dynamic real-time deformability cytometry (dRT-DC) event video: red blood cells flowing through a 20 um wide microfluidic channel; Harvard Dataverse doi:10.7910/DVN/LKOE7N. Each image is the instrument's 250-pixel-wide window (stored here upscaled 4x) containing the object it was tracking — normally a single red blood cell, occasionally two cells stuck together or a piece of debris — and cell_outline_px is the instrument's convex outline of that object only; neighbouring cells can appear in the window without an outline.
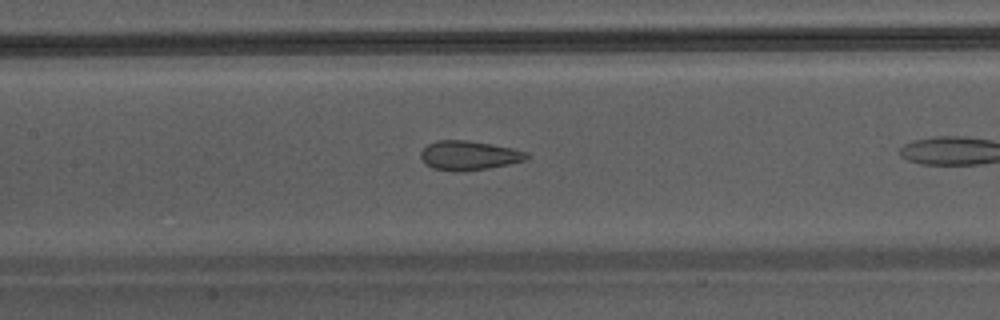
{"species": "Egyptian fruit bat (a non-hibernating species)", "species_latin": "Rousettus aegyptiacus", "temperature_condition": "warm", "stored_images_in_passage": 10, "camera_frame_rate_fps": 3000, "um_per_image_px": 0.085, "animal": {"sex": "male"}, "frame": {"image": 1, "passage_image": 9, "time_ms": 2.667, "image_size_px": [1000, 320], "cell_outline_px": [[532, 156], [528, 160], [488, 168], [460, 172], [452, 172], [432, 168], [424, 164], [420, 156], [420, 152], [428, 144], [436, 140], [468, 140], [512, 148], [528, 152]], "centroid_in_image_um": [39.86, 13.22], "position_along_channel_um": 167.5, "area_um2": 18.38}}